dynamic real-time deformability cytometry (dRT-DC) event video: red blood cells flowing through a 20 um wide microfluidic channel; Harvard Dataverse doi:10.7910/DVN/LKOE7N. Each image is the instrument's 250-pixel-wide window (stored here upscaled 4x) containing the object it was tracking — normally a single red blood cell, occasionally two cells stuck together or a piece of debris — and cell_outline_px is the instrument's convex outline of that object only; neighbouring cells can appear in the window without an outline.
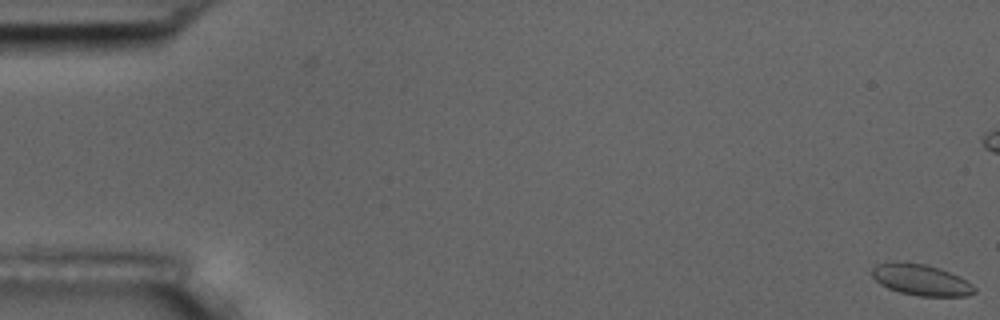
{"species": "common noctule bat (a hibernating species)", "species_latin": "Nyctalus noctula", "temperature_condition": "room temperature", "stored_images_in_passage": 19, "camera_frame_rate_fps": 3000, "um_per_image_px": 0.085, "animal": {"sex": "male", "body_mass_g": 17.5, "forearm_length_mm": 52.3}, "frame": {"image": 1, "passage_image": 1, "time_ms": 0.0, "image_size_px": [1000, 320], "cell_outline_px": [[976, 292], [968, 296], [920, 296], [900, 292], [888, 288], [880, 284], [872, 276], [872, 268], [876, 264], [892, 260], [904, 260], [924, 264], [940, 268], [960, 276], [972, 284], [976, 288]], "centroid_in_image_um": [78.27, 23.76], "position_along_channel_um": 6.7, "area_um2": 19.02}}